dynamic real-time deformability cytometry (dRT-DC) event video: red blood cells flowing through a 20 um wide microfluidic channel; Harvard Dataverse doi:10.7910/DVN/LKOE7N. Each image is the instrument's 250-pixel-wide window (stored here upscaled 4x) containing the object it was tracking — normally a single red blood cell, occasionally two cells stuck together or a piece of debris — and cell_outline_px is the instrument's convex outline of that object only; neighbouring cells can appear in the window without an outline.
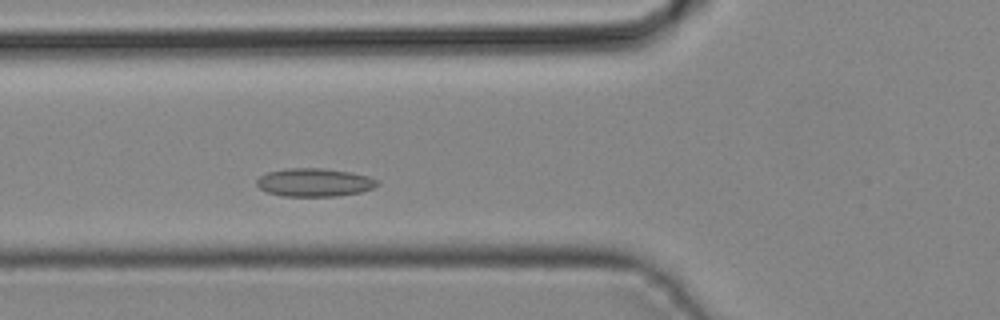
{"species": "common noctule bat (a hibernating species)", "species_latin": "Nyctalus noctula", "temperature_condition": "cold", "stored_images_in_passage": 35, "camera_frame_rate_fps": 3000, "um_per_image_px": 0.085, "animal": {"sex": "male", "body_mass_g": 19.2, "forearm_length_mm": 51.8}, "frame": {"image": 1, "passage_image": 9, "time_ms": 2.667, "image_size_px": [1000, 320], "cell_outline_px": [[380, 184], [372, 188], [360, 192], [336, 196], [284, 196], [268, 192], [260, 188], [256, 184], [256, 180], [260, 176], [268, 172], [288, 168], [324, 168], [352, 172], [368, 176], [376, 180]], "centroid_in_image_um": [26.73, 15.5], "position_along_channel_um": 99.1, "area_um2": 19.77}}
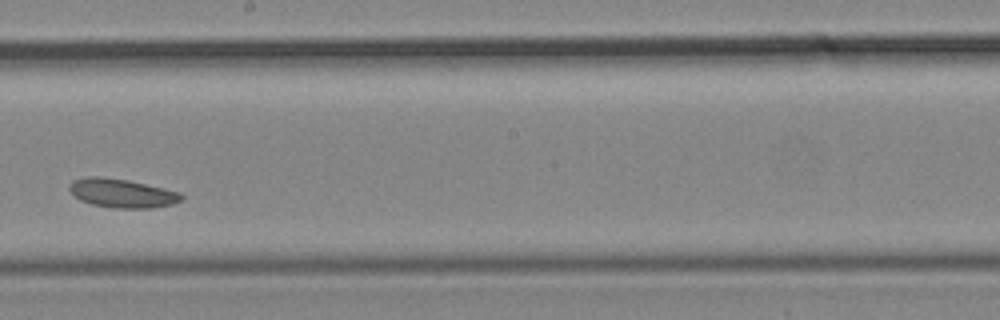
{"frame": {"image": 2, "passage_image": 18, "time_ms": 5.667, "image_size_px": [1000, 320], "cell_outline_px": [[184, 196], [180, 200], [172, 204], [152, 208], [116, 208], [92, 204], [80, 200], [68, 188], [72, 180], [84, 176], [100, 176], [128, 180], [164, 188], [180, 192]], "centroid_in_image_um": [10.36, 16.41], "position_along_channel_um": 237.8, "area_um2": 18.79}}
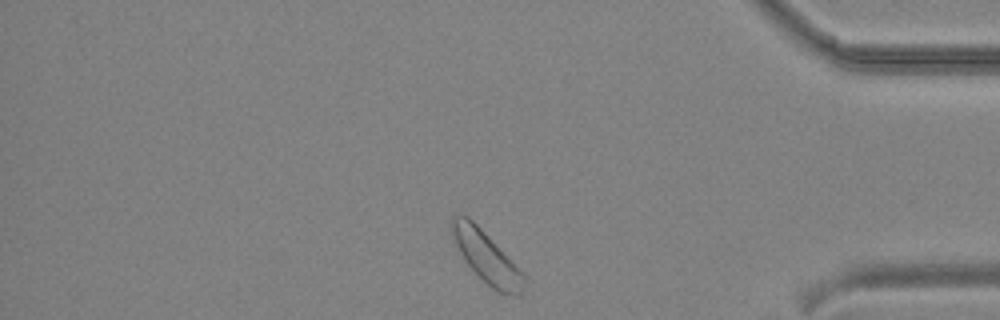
{"frame": {"image": 3, "passage_image": 30, "time_ms": 9.667, "image_size_px": [1000, 320], "cell_outline_px": [[524, 288], [520, 296], [512, 296], [496, 292], [464, 260], [456, 248], [448, 232], [448, 228], [452, 216], [456, 212], [460, 212], [468, 216], [484, 232], [524, 276]], "centroid_in_image_um": [41.23, 21.79], "position_along_channel_um": 394.0, "area_um2": 21.5}}